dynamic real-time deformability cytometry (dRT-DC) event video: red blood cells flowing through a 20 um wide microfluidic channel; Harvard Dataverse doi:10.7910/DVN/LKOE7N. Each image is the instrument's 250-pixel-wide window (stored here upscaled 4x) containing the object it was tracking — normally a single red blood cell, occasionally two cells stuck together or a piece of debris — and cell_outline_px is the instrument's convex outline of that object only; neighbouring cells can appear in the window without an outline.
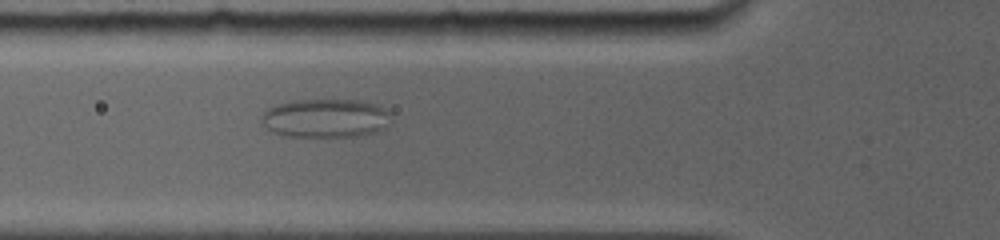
{"species": "common noctule bat (a hibernating species)", "species_latin": "Nyctalus noctula", "temperature_condition": "room temperature", "stored_images_in_passage": 4, "camera_frame_rate_fps": 5000, "um_per_image_px": 0.085, "animal": {"sex": "female", "body_mass_g": 19.0, "forearm_length_mm": 56.7}, "frame": {"image": 1, "passage_image": 3, "time_ms": 2.2, "image_size_px": [1000, 240], "cell_outline_px": [[392, 120], [384, 128], [376, 132], [360, 136], [284, 136], [272, 132], [260, 120], [260, 116], [268, 108], [276, 104], [292, 100], [356, 100], [376, 104], [392, 112]], "centroid_in_image_um": [27.69, 10.04], "position_along_channel_um": 98.1, "area_um2": 29.54}}
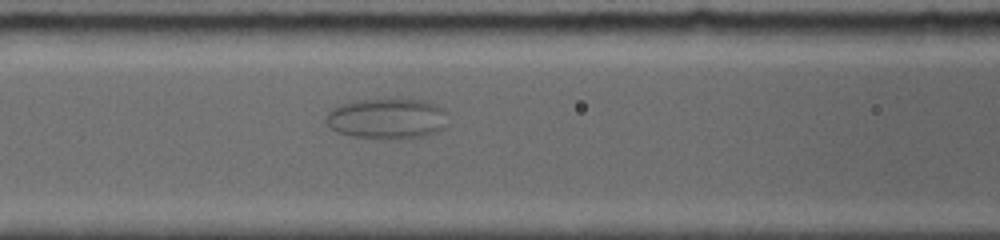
{"frame": {"image": 2, "passage_image": 4, "time_ms": 3.2, "image_size_px": [1000, 240], "cell_outline_px": [[448, 112], [444, 128], [436, 132], [424, 136], [388, 140], [352, 136], [336, 132], [324, 120], [328, 112], [332, 108], [340, 104], [356, 100], [424, 100], [436, 104]], "centroid_in_image_um": [32.9, 10.1], "position_along_channel_um": 133.7, "area_um2": 29.02}}